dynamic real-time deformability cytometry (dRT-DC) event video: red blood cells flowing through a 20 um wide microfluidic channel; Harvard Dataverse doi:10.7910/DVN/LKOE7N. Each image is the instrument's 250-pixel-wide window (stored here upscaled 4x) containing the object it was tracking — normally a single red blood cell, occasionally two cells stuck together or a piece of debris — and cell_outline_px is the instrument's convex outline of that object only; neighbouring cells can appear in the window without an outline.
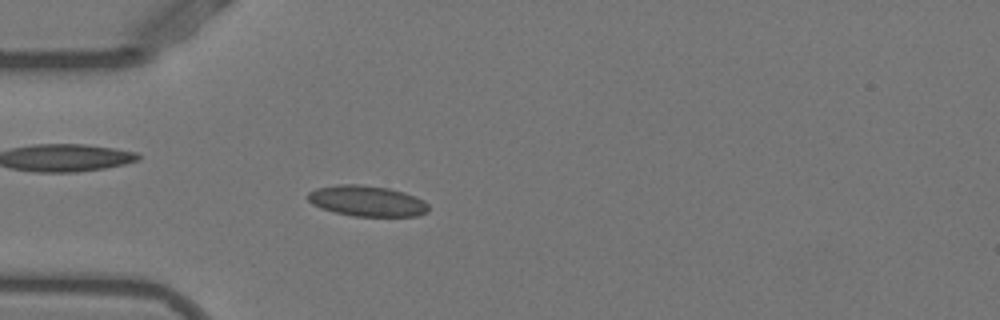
{"species": "Egyptian fruit bat (a non-hibernating species)", "species_latin": "Rousettus aegyptiacus", "temperature_condition": "warm", "stored_images_in_passage": 52, "camera_frame_rate_fps": 3000, "um_per_image_px": 0.085, "animal": {"sex": "female"}, "frame": {"image": 1, "passage_image": 15, "time_ms": 4.667, "image_size_px": [1000, 320], "cell_outline_px": [[428, 212], [416, 216], [352, 216], [320, 208], [312, 204], [308, 200], [308, 192], [316, 188], [336, 184], [360, 184], [388, 188], [404, 192], [416, 196], [424, 200], [428, 204]], "centroid_in_image_um": [31.19, 17.07], "position_along_channel_um": 53.8, "area_um2": 21.73}}
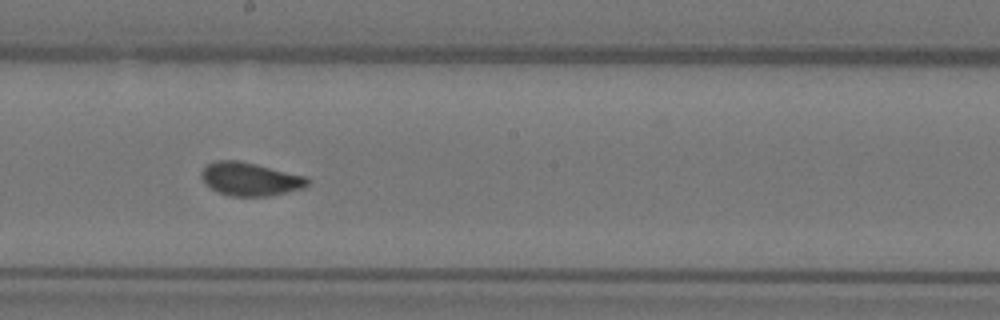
{"frame": {"image": 2, "passage_image": 29, "time_ms": 9.333, "image_size_px": [1000, 320], "cell_outline_px": [[312, 180], [304, 188], [272, 196], [232, 196], [220, 192], [212, 188], [200, 176], [200, 172], [208, 164], [216, 160], [236, 160], [256, 164], [308, 176]], "centroid_in_image_um": [21.33, 15.22], "position_along_channel_um": 226.9, "area_um2": 20.63}}
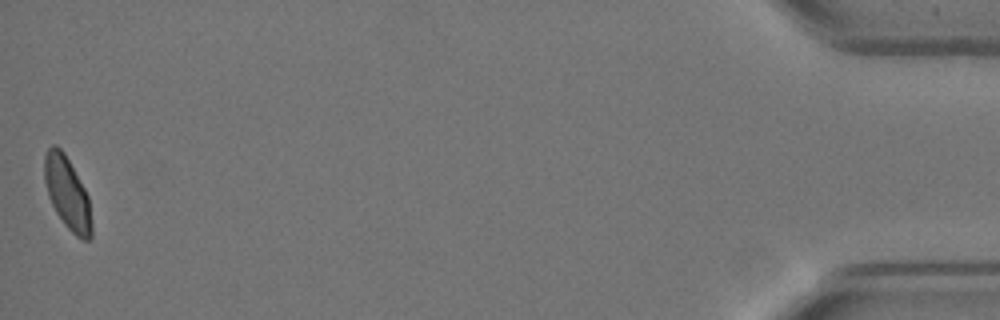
{"frame": {"image": 3, "passage_image": 52, "time_ms": 17.0, "image_size_px": [1000, 320], "cell_outline_px": [[92, 236], [88, 240], [84, 240], [76, 236], [64, 224], [56, 212], [48, 196], [44, 180], [44, 156], [48, 148], [52, 144], [56, 144], [64, 152], [84, 188], [88, 196], [92, 224]], "centroid_in_image_um": [5.71, 16.41], "position_along_channel_um": 429.5, "area_um2": 19.83}, "authors_computed_cell_mechanics": {"area_um2": 20.4901, "velocity_mm_per_s": 3.8731, "shape_relaxation_time_tau1_ms": 6.758, "shape_relaxation_time_tau2_ms": null, "deformation_change_tau1": 0.1466, "deformation_change_tau2": null}}